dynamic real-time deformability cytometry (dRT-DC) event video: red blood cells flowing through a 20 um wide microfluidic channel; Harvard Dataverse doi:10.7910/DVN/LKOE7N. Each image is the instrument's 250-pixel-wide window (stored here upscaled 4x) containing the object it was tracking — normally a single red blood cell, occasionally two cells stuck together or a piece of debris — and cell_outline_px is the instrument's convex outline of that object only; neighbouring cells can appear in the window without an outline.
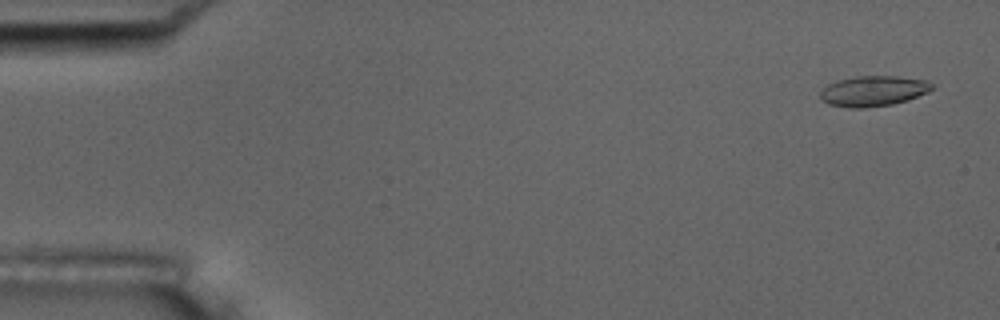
{"species": "common noctule bat (a hibernating species)", "species_latin": "Nyctalus noctula", "temperature_condition": "room temperature", "stored_images_in_passage": 55, "camera_frame_rate_fps": 3000, "um_per_image_px": 0.085, "animal": {"sex": "male", "body_mass_g": 17.5, "forearm_length_mm": 52.3}, "frame": {"image": 1, "passage_image": 3, "time_ms": 0.667, "image_size_px": [1000, 320], "cell_outline_px": [[932, 88], [928, 92], [908, 100], [892, 104], [864, 108], [848, 108], [828, 104], [820, 100], [820, 92], [828, 84], [836, 80], [856, 76], [896, 76], [928, 80], [932, 84]], "centroid_in_image_um": [74.21, 7.74], "position_along_channel_um": 10.8, "area_um2": 19.94}}
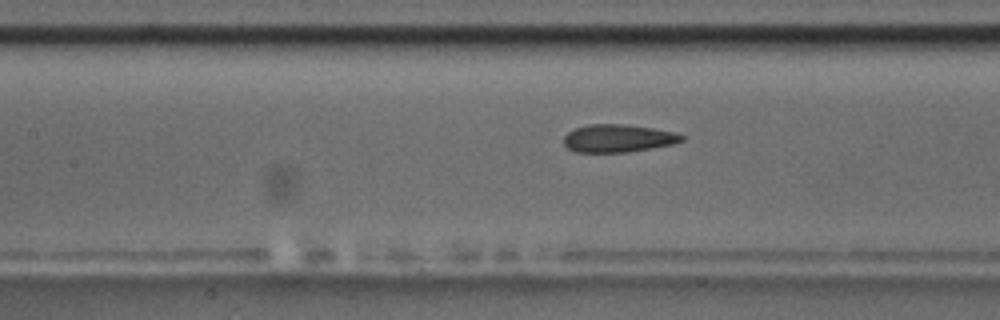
{"frame": {"image": 2, "passage_image": 25, "time_ms": 8.0, "image_size_px": [1000, 320], "cell_outline_px": [[684, 140], [672, 144], [628, 152], [576, 152], [568, 148], [564, 144], [564, 136], [568, 132], [576, 128], [588, 124], [624, 124], [652, 128], [676, 132], [684, 136]], "centroid_in_image_um": [52.53, 11.75], "position_along_channel_um": 154.9, "area_um2": 19.02}}
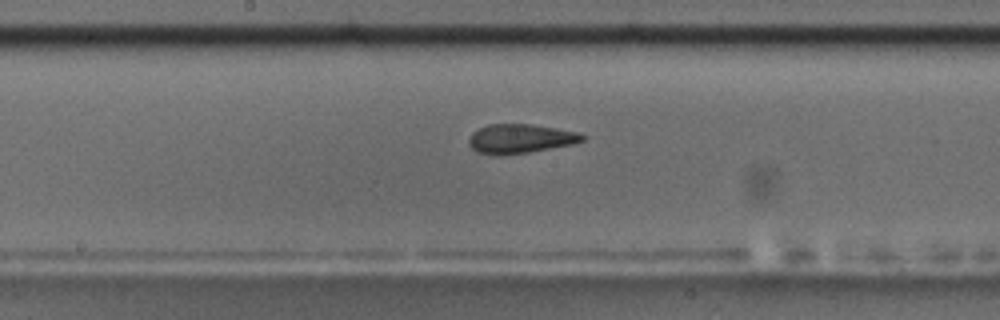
{"frame": {"image": 3, "passage_image": 29, "time_ms": 9.333, "image_size_px": [1000, 320], "cell_outline_px": [[588, 136], [584, 140], [572, 144], [528, 152], [476, 152], [468, 144], [468, 140], [472, 132], [488, 124], [528, 124], [556, 128], [580, 132]], "centroid_in_image_um": [44.28, 11.74], "position_along_channel_um": 203.9, "area_um2": 18.67}, "authors_computed_cell_mechanics": {"area_um2": 19.652, "velocity_mm_per_s": 3.7086, "shape_relaxation_time_tau1_ms": null, "shape_relaxation_time_tau2_ms": 2.1804, "deformation_change_tau1": null, "deformation_change_tau2": 0.0782}}